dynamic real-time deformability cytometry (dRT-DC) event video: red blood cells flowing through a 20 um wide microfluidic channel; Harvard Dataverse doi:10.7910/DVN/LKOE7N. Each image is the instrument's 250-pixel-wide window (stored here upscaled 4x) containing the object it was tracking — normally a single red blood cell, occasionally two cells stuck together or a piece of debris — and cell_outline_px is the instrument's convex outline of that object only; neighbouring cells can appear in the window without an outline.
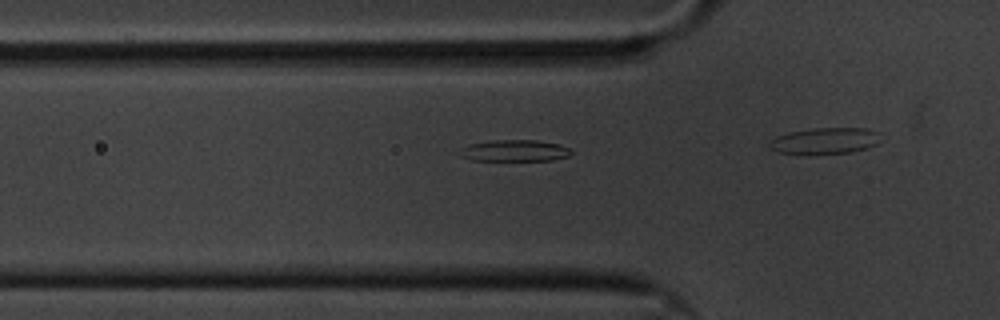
{"species": "common noctule bat (a hibernating species)", "species_latin": "Nyctalus noctula", "temperature_condition": "cold", "stored_images_in_passage": 16, "camera_frame_rate_fps": 3000, "um_per_image_px": 0.085, "animal": {"sex": "male", "body_mass_g": 20.1, "forearm_length_mm": 53.5}, "frame": {"image": 1, "passage_image": 14, "time_ms": 4.333, "image_size_px": [1000, 320], "cell_outline_px": [[572, 152], [568, 156], [552, 160], [472, 160], [460, 156], [456, 152], [460, 148], [468, 144], [492, 140], [536, 140], [560, 144], [568, 148]], "centroid_in_image_um": [43.67, 12.8], "position_along_channel_um": 82.1, "area_um2": 14.05}}